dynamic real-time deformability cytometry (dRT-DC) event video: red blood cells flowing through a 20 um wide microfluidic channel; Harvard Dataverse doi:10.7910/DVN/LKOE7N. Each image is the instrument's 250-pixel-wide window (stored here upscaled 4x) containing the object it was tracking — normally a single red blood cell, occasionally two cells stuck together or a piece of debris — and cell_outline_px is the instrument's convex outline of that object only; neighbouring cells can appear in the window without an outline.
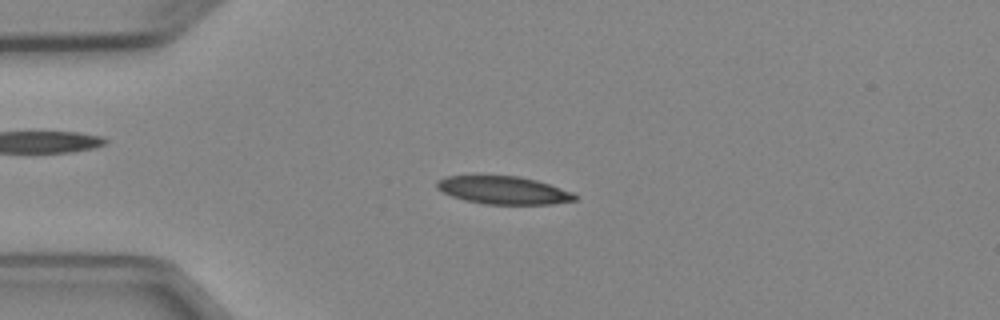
{"species": "Egyptian fruit bat (a non-hibernating species)", "species_latin": "Rousettus aegyptiacus", "temperature_condition": "cold", "stored_images_in_passage": 5, "camera_frame_rate_fps": 3000, "um_per_image_px": 0.085, "animal": {"sex": "female"}, "frame": {"image": 1, "passage_image": 3, "time_ms": 2.333, "image_size_px": [1000, 320], "cell_outline_px": [[580, 196], [576, 200], [552, 204], [484, 204], [464, 200], [452, 196], [436, 188], [436, 180], [444, 176], [520, 176], [536, 180], [572, 192]], "centroid_in_image_um": [42.79, 16.17], "position_along_channel_um": 42.2, "area_um2": 22.43}}